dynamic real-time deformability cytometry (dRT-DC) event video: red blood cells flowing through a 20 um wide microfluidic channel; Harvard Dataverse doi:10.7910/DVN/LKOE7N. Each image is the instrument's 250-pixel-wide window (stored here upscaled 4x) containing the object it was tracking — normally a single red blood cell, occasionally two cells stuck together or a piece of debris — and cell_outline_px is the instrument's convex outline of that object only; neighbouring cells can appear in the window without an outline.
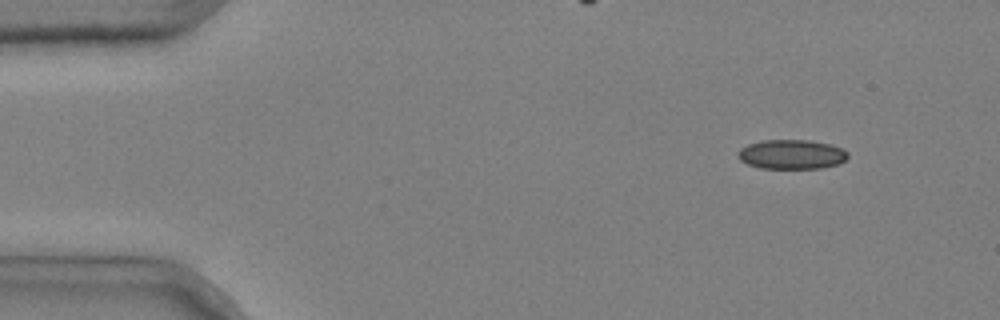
{"species": "common noctule bat (a hibernating species)", "species_latin": "Nyctalus noctula", "temperature_condition": "cold", "stored_images_in_passage": 4, "camera_frame_rate_fps": 3000, "um_per_image_px": 0.085, "animal": {"sex": "male", "body_mass_g": 20.4}, "frame": {"image": 1, "passage_image": 1, "time_ms": 0.0, "image_size_px": [1000, 320], "cell_outline_px": [[848, 156], [840, 164], [820, 168], [760, 168], [748, 164], [740, 160], [736, 152], [740, 148], [748, 144], [764, 140], [808, 140], [832, 144], [848, 152]], "centroid_in_image_um": [67.28, 13.12], "position_along_channel_um": 17.7, "area_um2": 18.9}}
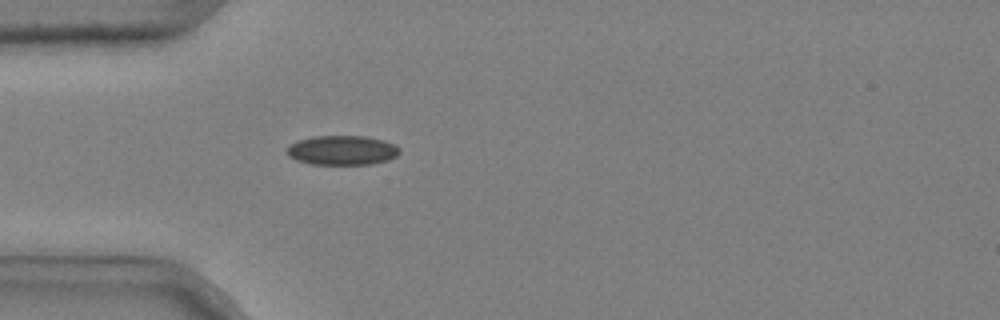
{"frame": {"image": 2, "passage_image": 4, "time_ms": 1.0, "image_size_px": [1000, 320], "cell_outline_px": [[400, 152], [396, 156], [388, 160], [372, 164], [312, 164], [296, 160], [288, 156], [284, 152], [288, 144], [296, 140], [312, 136], [364, 136], [384, 140], [396, 144], [400, 148]], "centroid_in_image_um": [29.05, 12.76], "position_along_channel_um": 56.0, "area_um2": 19.71}}